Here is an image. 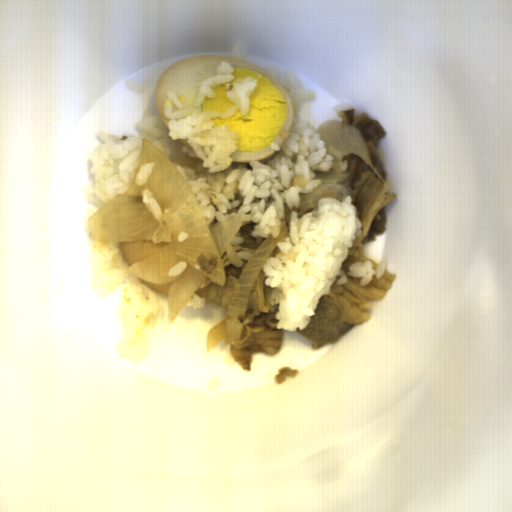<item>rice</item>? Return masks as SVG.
Here are the masks:
<instances>
[{"mask_svg":"<svg viewBox=\"0 0 512 512\" xmlns=\"http://www.w3.org/2000/svg\"><path fill=\"white\" fill-rule=\"evenodd\" d=\"M207 302L206 299H202L199 295L196 293H192L191 296L188 298L187 302L184 306H190L192 308H201L206 307Z\"/></svg>","mask_w":512,"mask_h":512,"instance_id":"obj_4","label":"rice"},{"mask_svg":"<svg viewBox=\"0 0 512 512\" xmlns=\"http://www.w3.org/2000/svg\"><path fill=\"white\" fill-rule=\"evenodd\" d=\"M242 232L238 230L237 234L234 236L232 241L226 247V255L228 260L232 265L236 267H242L243 259L250 260L254 253L244 252V251H236L235 247L243 243L244 238L241 236Z\"/></svg>","mask_w":512,"mask_h":512,"instance_id":"obj_3","label":"rice"},{"mask_svg":"<svg viewBox=\"0 0 512 512\" xmlns=\"http://www.w3.org/2000/svg\"><path fill=\"white\" fill-rule=\"evenodd\" d=\"M282 83L292 102L293 120L281 146L270 143L277 152L266 163L233 162L238 132L226 124L214 127L212 119L232 117L239 111L247 115L250 97L258 79L234 78L235 67L221 61L217 75L198 80L192 107H185L178 94L167 89L163 101L165 126L160 118L144 111L135 125L136 135L122 139L116 133L97 131L102 143L90 149L91 187L82 185L84 199L92 209L89 219L117 195L127 193L139 164L142 137L165 153L192 189L209 225L243 211L239 225L255 222L251 235L262 244L269 235L278 238L281 227H288L261 265L265 300L277 305L278 330L297 332L313 318L321 296L330 294L335 283H347L349 276L362 278L361 288L373 277L380 279L389 264L371 260L341 269L354 242L362 235V223L352 195L345 200L322 197L315 209H299L300 193L317 189L322 179L315 172L327 173L331 156L317 128L300 117L304 102L317 99V93L302 86L294 71L275 66L263 69ZM349 275V276H348Z\"/></svg>","mask_w":512,"mask_h":512,"instance_id":"obj_1","label":"rice"},{"mask_svg":"<svg viewBox=\"0 0 512 512\" xmlns=\"http://www.w3.org/2000/svg\"><path fill=\"white\" fill-rule=\"evenodd\" d=\"M91 287L107 298L120 293L117 319L122 341L115 345L118 355L139 363L147 351L148 326L169 321L168 299L130 274L131 267L120 251V244L101 243L90 238Z\"/></svg>","mask_w":512,"mask_h":512,"instance_id":"obj_2","label":"rice"}]
</instances>
